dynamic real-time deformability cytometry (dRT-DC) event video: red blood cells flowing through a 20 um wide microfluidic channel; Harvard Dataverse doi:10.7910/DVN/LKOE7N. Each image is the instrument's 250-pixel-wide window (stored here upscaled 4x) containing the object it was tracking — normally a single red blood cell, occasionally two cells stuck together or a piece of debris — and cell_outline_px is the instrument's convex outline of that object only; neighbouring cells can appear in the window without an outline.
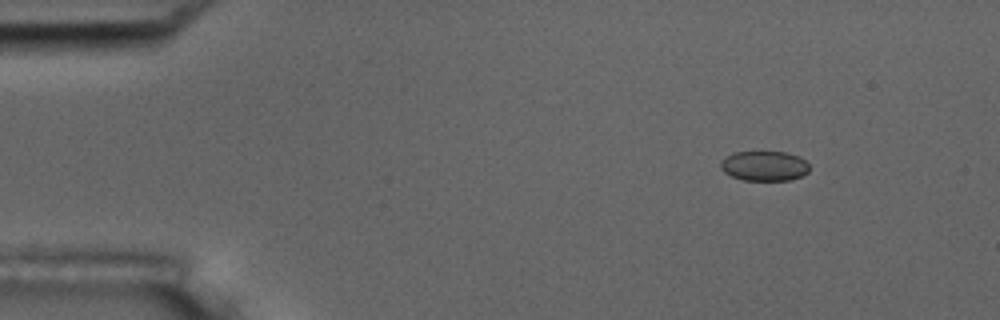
{"species": "common noctule bat (a hibernating species)", "species_latin": "Nyctalus noctula", "temperature_condition": "room temperature", "stored_images_in_passage": 4, "camera_frame_rate_fps": 3000, "um_per_image_px": 0.085, "animal": {"sex": "male", "body_mass_g": 17.5, "forearm_length_mm": 52.3}, "frame": {"image": 1, "passage_image": 1, "time_ms": 0.0, "image_size_px": [1000, 320], "cell_outline_px": [[808, 172], [800, 176], [788, 180], [744, 180], [732, 176], [724, 172], [720, 168], [720, 160], [736, 152], [784, 152], [800, 156], [808, 164]], "centroid_in_image_um": [64.95, 14.1], "position_along_channel_um": 20.0, "area_um2": 15.32}}
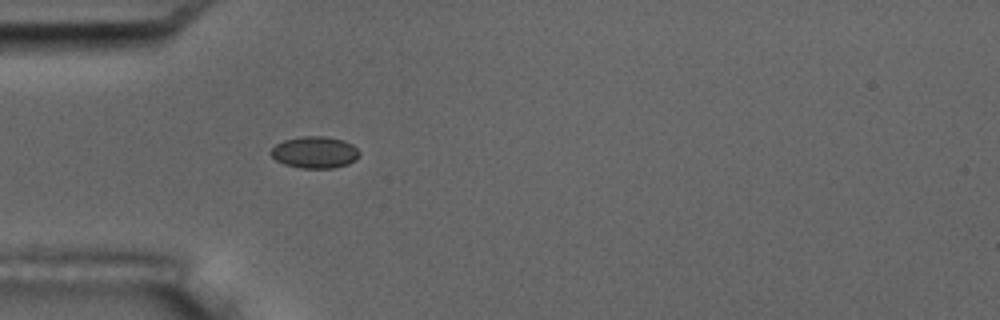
{"frame": {"image": 2, "passage_image": 4, "time_ms": 3.333, "image_size_px": [1000, 320], "cell_outline_px": [[360, 156], [356, 160], [348, 164], [332, 168], [300, 168], [284, 164], [276, 160], [268, 152], [276, 144], [284, 140], [300, 136], [324, 136], [344, 140], [352, 144], [360, 152]], "centroid_in_image_um": [26.76, 12.94], "position_along_channel_um": 58.2, "area_um2": 16.53}}